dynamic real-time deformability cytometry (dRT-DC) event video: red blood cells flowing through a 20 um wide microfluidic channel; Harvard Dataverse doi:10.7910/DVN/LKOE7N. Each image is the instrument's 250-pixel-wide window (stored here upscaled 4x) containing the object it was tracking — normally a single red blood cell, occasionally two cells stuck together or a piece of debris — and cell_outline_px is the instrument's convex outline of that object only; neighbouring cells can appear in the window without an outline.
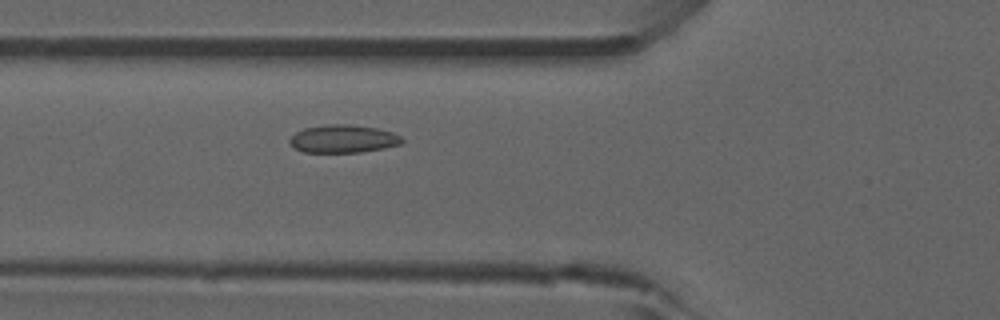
{"species": "common noctule bat (a hibernating species)", "species_latin": "Nyctalus noctula", "temperature_condition": "room temperature", "stored_images_in_passage": 48, "camera_frame_rate_fps": 3000, "um_per_image_px": 0.085, "animal": {"sex": "male", "forearm_length_mm": 52.5}, "frame": {"image": 1, "passage_image": 14, "time_ms": 4.333, "image_size_px": [1000, 320], "cell_outline_px": [[404, 140], [400, 144], [384, 148], [360, 152], [304, 152], [292, 148], [288, 140], [296, 132], [304, 128], [328, 124], [348, 124], [376, 128], [392, 132], [400, 136]], "centroid_in_image_um": [29.14, 11.8], "position_along_channel_um": 96.7, "area_um2": 18.26}, "authors_computed_cell_mechanics": {"area_um2": 17.5423, "velocity_mm_per_s": 3.8623, "shape_relaxation_time_tau1_ms": null, "shape_relaxation_time_tau2_ms": 1.7958, "deformation_change_tau1": null, "deformation_change_tau2": 0.0661}}